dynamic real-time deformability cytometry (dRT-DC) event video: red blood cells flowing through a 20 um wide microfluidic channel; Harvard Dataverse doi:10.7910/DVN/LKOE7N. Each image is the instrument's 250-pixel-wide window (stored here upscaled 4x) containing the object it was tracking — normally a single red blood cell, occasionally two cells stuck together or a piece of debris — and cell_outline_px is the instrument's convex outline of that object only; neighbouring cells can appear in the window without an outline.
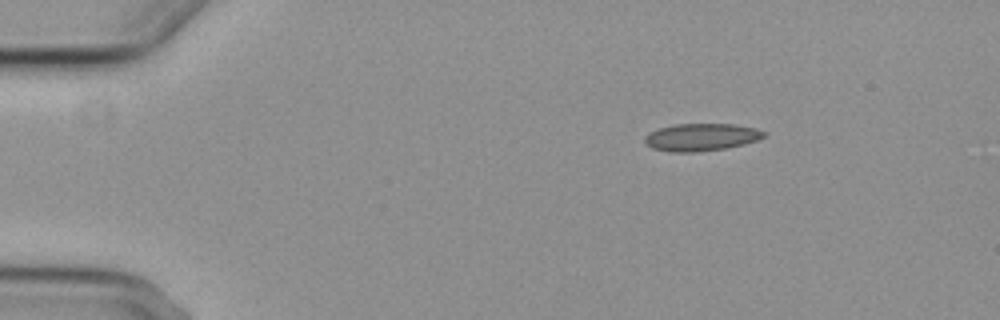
{"species": "common noctule bat (a hibernating species)", "species_latin": "Nyctalus noctula", "temperature_condition": "cold", "stored_images_in_passage": 3, "camera_frame_rate_fps": 3000, "um_per_image_px": 0.085, "animal": {"sex": "female", "body_mass_g": 29.2, "forearm_length_mm": 56.3}, "frame": {"image": 1, "passage_image": 3, "time_ms": 3.333, "image_size_px": [1000, 320], "cell_outline_px": [[768, 132], [764, 136], [756, 140], [744, 144], [724, 148], [696, 152], [668, 152], [652, 148], [644, 144], [644, 136], [648, 132], [660, 128], [676, 124], [736, 124], [756, 128]], "centroid_in_image_um": [59.57, 11.66], "position_along_channel_um": 25.4, "area_um2": 19.19}}